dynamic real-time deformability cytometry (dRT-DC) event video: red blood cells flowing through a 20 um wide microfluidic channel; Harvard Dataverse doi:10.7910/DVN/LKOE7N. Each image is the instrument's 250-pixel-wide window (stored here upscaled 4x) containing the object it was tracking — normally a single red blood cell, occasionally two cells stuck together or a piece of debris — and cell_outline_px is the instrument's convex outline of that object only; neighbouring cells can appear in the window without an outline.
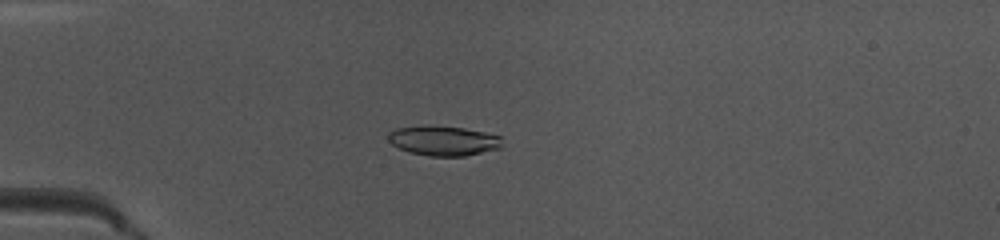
{"species": "common noctule bat (a hibernating species)", "species_latin": "Nyctalus noctula", "temperature_condition": "warm", "stored_images_in_passage": 35, "camera_frame_rate_fps": 3000, "um_per_image_px": 0.085, "animal": {"sex": "female", "body_mass_g": 10.0, "forearm_length_mm": 53.1}, "frame": {"image": 1, "passage_image": 3, "time_ms": 0.667, "image_size_px": [1000, 240], "cell_outline_px": [[500, 148], [464, 156], [428, 156], [408, 152], [392, 144], [388, 140], [388, 132], [396, 128], [464, 128], [484, 132], [500, 136]], "centroid_in_image_um": [37.69, 12.0], "position_along_channel_um": 47.3, "area_um2": 18.9}}
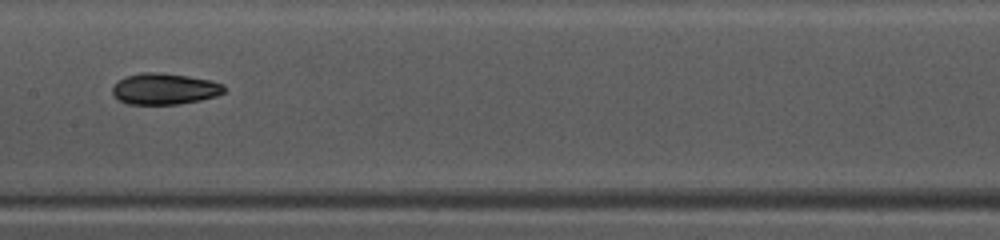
{"frame": {"image": 2, "passage_image": 15, "time_ms": 4.667, "image_size_px": [1000, 240], "cell_outline_px": [[224, 92], [216, 96], [200, 100], [176, 104], [128, 104], [120, 100], [112, 92], [112, 88], [120, 80], [128, 76], [140, 72], [160, 72], [188, 76], [208, 80], [224, 84]], "centroid_in_image_um": [14.0, 7.55], "position_along_channel_um": 193.4, "area_um2": 20.06}}
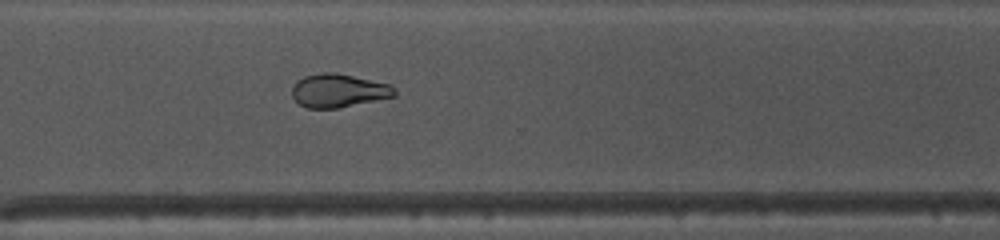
{"frame": {"image": 3, "passage_image": 26, "time_ms": 8.333, "image_size_px": [1000, 240], "cell_outline_px": [[396, 96], [336, 108], [308, 108], [300, 104], [292, 96], [292, 88], [296, 80], [304, 76], [324, 72], [336, 72], [392, 84], [396, 88]], "centroid_in_image_um": [28.8, 7.68], "position_along_channel_um": 341.8, "area_um2": 20.06}, "authors_computed_cell_mechanics": {"area_um2": 20.0566, "velocity_mm_per_s": 4.0555, "shape_relaxation_time_tau1_ms": 5.9051, "shape_relaxation_time_tau2_ms": 4.4714, "deformation_change_tau1": 0.1541, "deformation_change_tau2": 0.0924}}